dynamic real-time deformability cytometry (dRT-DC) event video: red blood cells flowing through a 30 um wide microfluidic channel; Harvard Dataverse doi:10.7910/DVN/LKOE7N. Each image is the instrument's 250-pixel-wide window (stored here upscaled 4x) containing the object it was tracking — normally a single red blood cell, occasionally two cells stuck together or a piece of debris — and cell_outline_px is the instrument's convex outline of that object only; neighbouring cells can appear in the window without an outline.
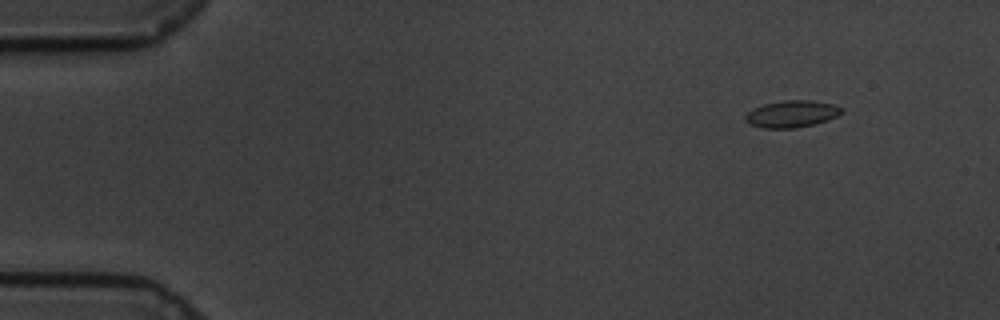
{"species": "common noctule bat (a hibernating species)", "species_latin": "Nyctalus noctula", "temperature_condition": "cold", "stored_images_in_passage": 54, "camera_frame_rate_fps": 3000, "um_per_image_px": 0.085, "animal": {"sex": "male", "body_mass_g": 19.5, "forearm_length_mm": 54.6}, "frame": {"image": 1, "passage_image": 1, "time_ms": 0.0, "image_size_px": [1000, 320], "cell_outline_px": [[844, 112], [828, 120], [796, 128], [760, 128], [748, 124], [744, 120], [744, 116], [748, 112], [764, 104], [784, 100], [812, 100], [832, 104], [844, 108]], "centroid_in_image_um": [67.29, 9.69], "position_along_channel_um": 17.7, "area_um2": 15.14}}
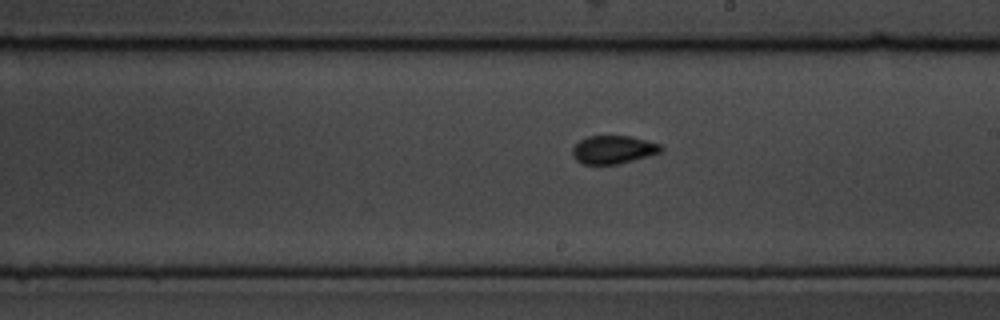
{"frame": {"image": 2, "passage_image": 29, "time_ms": 9.333, "image_size_px": [1000, 320], "cell_outline_px": [[664, 152], [616, 164], [584, 164], [576, 160], [572, 152], [572, 148], [580, 140], [588, 136], [628, 136], [660, 144], [664, 148]], "centroid_in_image_um": [52.14, 12.72], "position_along_channel_um": 236.9, "area_um2": 14.39}}
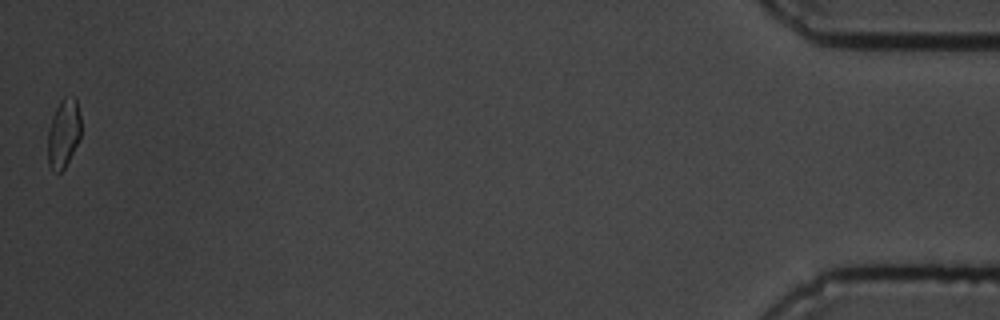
{"frame": {"image": 3, "passage_image": 54, "time_ms": 17.667, "image_size_px": [1000, 320], "cell_outline_px": [[80, 136], [64, 168], [60, 172], [56, 172], [48, 164], [48, 132], [52, 116], [60, 100], [64, 96], [76, 96], [80, 116]], "centroid_in_image_um": [5.4, 11.27], "position_along_channel_um": 429.8, "area_um2": 13.12}, "authors_computed_cell_mechanics": {"area_um2": 14.3633, "velocity_mm_per_s": 3.4051, "shape_relaxation_time_tau1_ms": 3.9637, "shape_relaxation_time_tau2_ms": null, "deformation_change_tau1": 0.1005, "deformation_change_tau2": null}}